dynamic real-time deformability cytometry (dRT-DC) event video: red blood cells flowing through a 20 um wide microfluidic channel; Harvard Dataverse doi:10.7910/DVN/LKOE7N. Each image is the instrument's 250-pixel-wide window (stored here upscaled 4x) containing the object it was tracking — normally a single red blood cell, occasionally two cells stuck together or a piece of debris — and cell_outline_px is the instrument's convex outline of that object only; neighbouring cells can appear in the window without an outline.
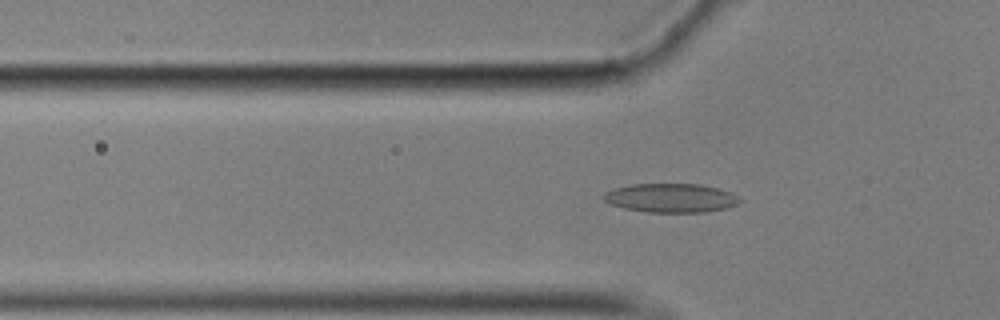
{"species": "common noctule bat (a hibernating species)", "species_latin": "Nyctalus noctula", "temperature_condition": "cold", "stored_images_in_passage": 57, "camera_frame_rate_fps": 3000, "um_per_image_px": 0.085, "animal": {"sex": "male", "body_mass_g": 17.9}, "frame": {"image": 1, "passage_image": 18, "time_ms": 5.667, "image_size_px": [1000, 320], "cell_outline_px": [[740, 200], [736, 204], [724, 208], [704, 212], [648, 212], [624, 208], [608, 204], [604, 200], [604, 192], [616, 188], [632, 184], [700, 184], [716, 188], [728, 192], [736, 196]], "centroid_in_image_um": [56.96, 16.83], "position_along_channel_um": 68.8, "area_um2": 22.6}}
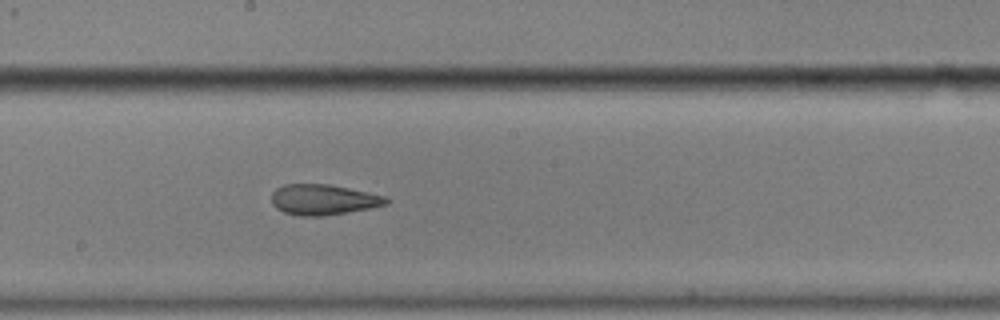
{"frame": {"image": 2, "passage_image": 31, "time_ms": 10.0, "image_size_px": [1000, 320], "cell_outline_px": [[392, 200], [388, 204], [372, 208], [324, 216], [300, 216], [284, 212], [276, 208], [272, 204], [272, 192], [276, 188], [284, 184], [328, 184], [388, 196]], "centroid_in_image_um": [27.52, 16.97], "position_along_channel_um": 220.7, "area_um2": 20.63}}
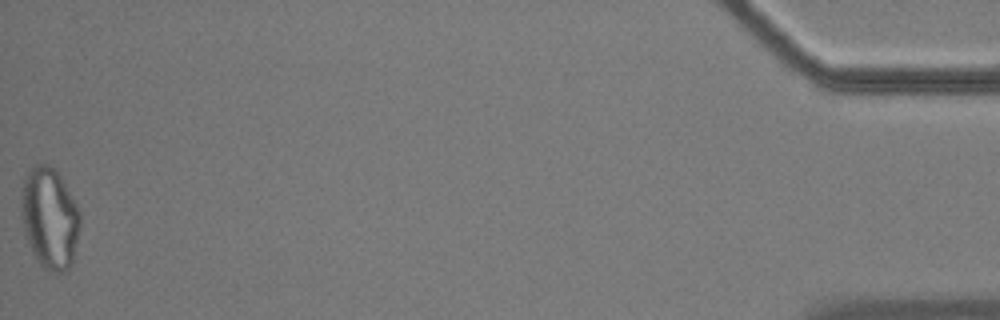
{"frame": {"image": 3, "passage_image": 57, "time_ms": 18.667, "image_size_px": [1000, 320], "cell_outline_px": [[80, 228], [72, 264], [68, 268], [60, 272], [52, 272], [44, 268], [40, 264], [28, 240], [20, 216], [20, 204], [24, 176], [36, 164], [48, 164], [60, 176], [76, 204], [80, 212]], "centroid_in_image_um": [4.22, 18.53], "position_along_channel_um": 431.0, "area_um2": 34.39}, "authors_computed_cell_mechanics": {"area_um2": 22.4842, "velocity_mm_per_s": 3.495, "shape_relaxation_time_tau1_ms": null, "shape_relaxation_time_tau2_ms": 2.5851, "deformation_change_tau1": null, "deformation_change_tau2": 0.0966}}